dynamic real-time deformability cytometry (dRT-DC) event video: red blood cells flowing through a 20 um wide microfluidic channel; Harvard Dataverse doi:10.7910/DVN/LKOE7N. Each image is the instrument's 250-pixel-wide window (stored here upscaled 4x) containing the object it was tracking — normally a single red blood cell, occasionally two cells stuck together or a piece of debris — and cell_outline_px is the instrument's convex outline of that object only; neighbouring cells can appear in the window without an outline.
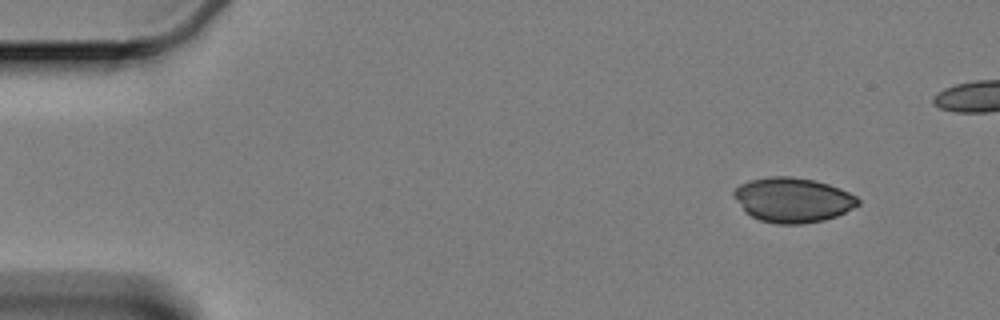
{"species": "Egyptian fruit bat (a non-hibernating species)", "species_latin": "Rousettus aegyptiacus", "temperature_condition": "cold", "stored_images_in_passage": 50, "camera_frame_rate_fps": 3000, "um_per_image_px": 0.085, "animal": {"sex": "female"}, "frame": {"image": 1, "passage_image": 1, "time_ms": 0.0, "image_size_px": [1000, 320], "cell_outline_px": [[860, 204], [836, 216], [824, 220], [804, 224], [776, 224], [760, 220], [744, 212], [732, 196], [732, 192], [740, 184], [752, 180], [768, 176], [792, 176], [812, 180], [828, 184], [840, 188], [856, 196], [860, 200]], "centroid_in_image_um": [67.36, 17.0], "position_along_channel_um": 17.6, "area_um2": 32.48}}
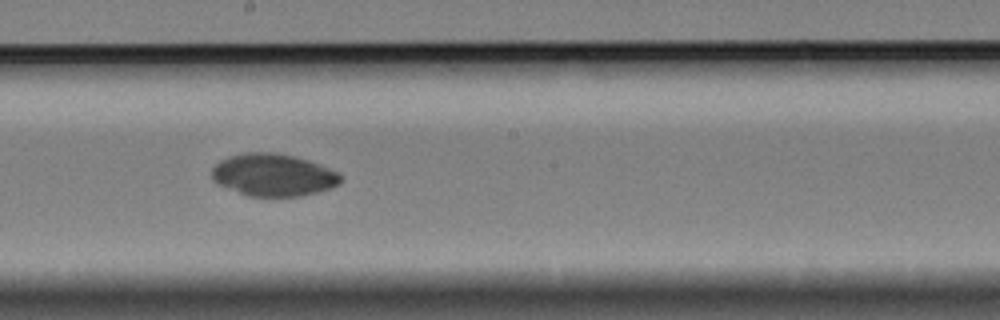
{"frame": {"image": 2, "passage_image": 28, "time_ms": 9.0, "image_size_px": [1000, 320], "cell_outline_px": [[340, 184], [332, 188], [300, 196], [248, 196], [220, 184], [212, 180], [212, 168], [220, 160], [228, 156], [244, 152], [276, 152], [292, 156], [328, 168], [336, 172], [340, 176]], "centroid_in_image_um": [23.19, 14.87], "position_along_channel_um": 225.0, "area_um2": 31.39}}
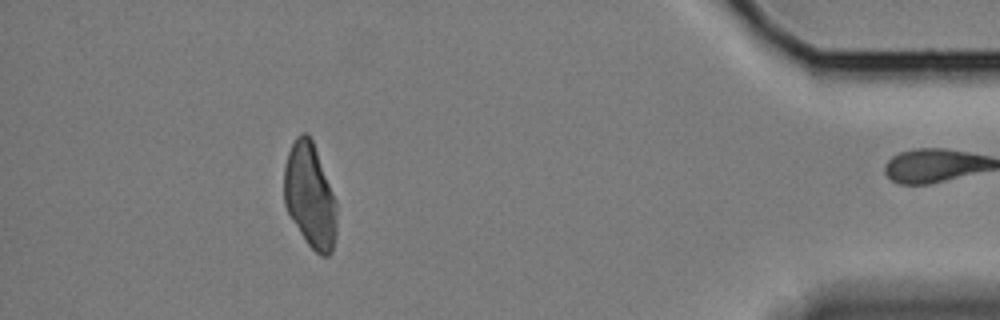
{"frame": {"image": 3, "passage_image": 49, "time_ms": 16.0, "image_size_px": [1000, 320], "cell_outline_px": [[336, 232], [332, 252], [328, 256], [320, 256], [308, 244], [292, 220], [284, 204], [284, 168], [288, 152], [296, 136], [300, 132], [308, 132], [312, 140], [336, 200]], "centroid_in_image_um": [26.34, 16.63], "position_along_channel_um": 408.9, "area_um2": 32.02}}